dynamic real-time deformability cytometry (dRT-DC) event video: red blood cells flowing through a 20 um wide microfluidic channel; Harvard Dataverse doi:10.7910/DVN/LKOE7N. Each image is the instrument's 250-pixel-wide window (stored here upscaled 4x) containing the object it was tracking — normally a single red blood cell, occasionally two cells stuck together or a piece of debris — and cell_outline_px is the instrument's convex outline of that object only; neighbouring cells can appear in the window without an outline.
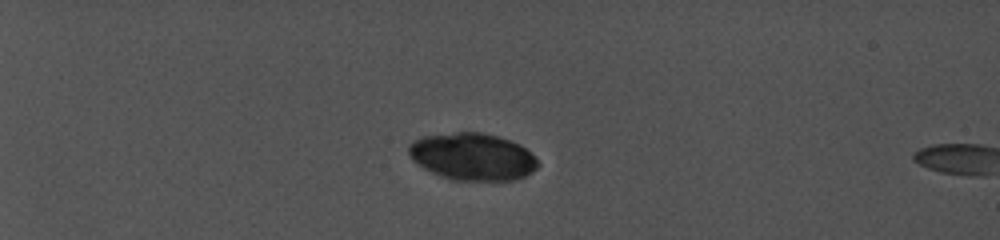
{"species": "common noctule bat (a hibernating species)", "species_latin": "Nyctalus noctula", "temperature_condition": "cold", "stored_images_in_passage": 6, "segment_of_instrument_passage": [2, 2], "camera_frame_rate_fps": 5000, "um_per_image_px": 0.085, "animal": {"sex": "female", "body_mass_g": 19.0, "forearm_length_mm": 56.7}, "frame": {"image": 1, "passage_image": 6, "time_ms": 1.2, "image_size_px": [1000, 240], "cell_outline_px": [[984, 148], [972, 172], [948, 172], [932, 168], [916, 160], [916, 152], [928, 148], [948, 144], [964, 144]], "centroid_in_image_um": [80.82, 13.39], "position_along_channel_um": 4.2, "area_um2": 10.46}}